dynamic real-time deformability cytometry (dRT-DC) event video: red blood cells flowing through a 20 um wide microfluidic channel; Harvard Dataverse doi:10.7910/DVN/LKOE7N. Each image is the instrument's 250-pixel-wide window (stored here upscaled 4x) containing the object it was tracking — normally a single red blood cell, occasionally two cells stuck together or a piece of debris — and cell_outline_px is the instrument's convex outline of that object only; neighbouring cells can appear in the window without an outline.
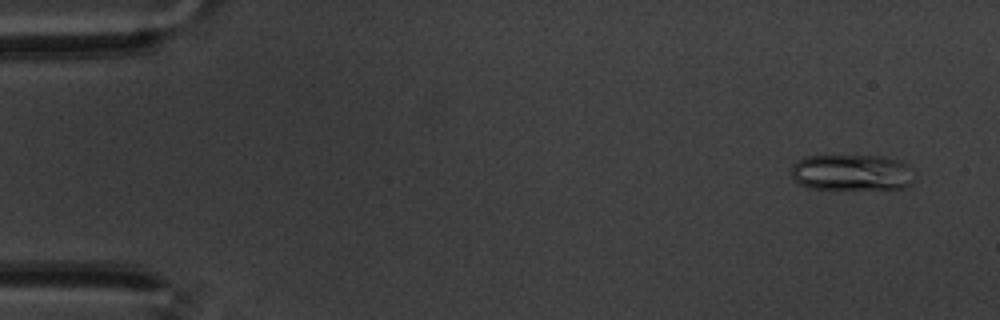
{"species": "common noctule bat (a hibernating species)", "species_latin": "Nyctalus noctula", "temperature_condition": "warm", "stored_images_in_passage": 59, "camera_frame_rate_fps": 3000, "um_per_image_px": 0.085, "animal": {"sex": "male", "body_mass_g": 20.1, "forearm_length_mm": 53.5}, "frame": {"image": 1, "passage_image": 4, "time_ms": 1.0, "image_size_px": [1000, 320], "cell_outline_px": [[912, 180], [904, 188], [808, 188], [800, 184], [792, 176], [792, 164], [796, 160], [804, 156], [880, 156], [900, 160], [908, 164]], "centroid_in_image_um": [72.35, 14.64], "position_along_channel_um": 12.7, "area_um2": 25.55}}
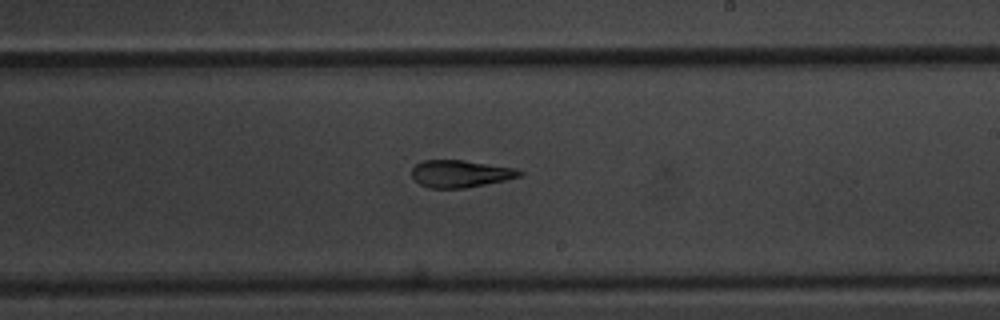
{"frame": {"image": 2, "passage_image": 35, "time_ms": 11.333, "image_size_px": [1000, 320], "cell_outline_px": [[524, 172], [520, 176], [504, 180], [464, 188], [428, 188], [420, 184], [412, 176], [412, 168], [416, 164], [424, 160], [464, 160], [516, 168]], "centroid_in_image_um": [39.12, 14.76], "position_along_channel_um": 249.9, "area_um2": 16.99}}
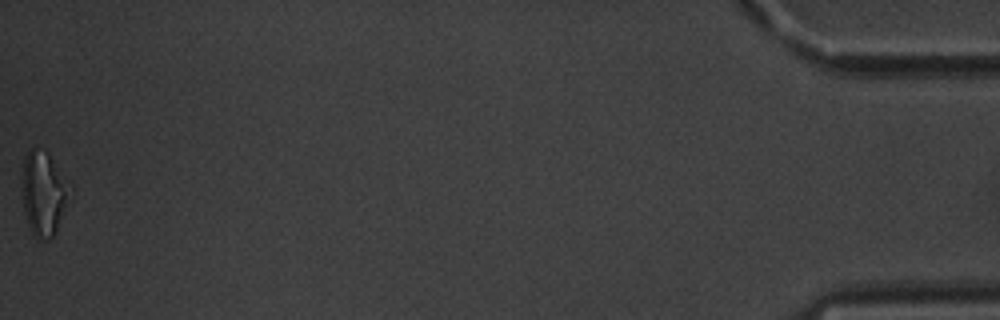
{"frame": {"image": 3, "passage_image": 59, "time_ms": 19.333, "image_size_px": [1000, 320], "cell_outline_px": [[72, 188], [56, 232], [48, 240], [40, 240], [32, 232], [28, 224], [24, 212], [24, 156], [32, 148], [36, 148], [48, 152], [72, 180]], "centroid_in_image_um": [3.78, 16.39], "position_along_channel_um": 431.4, "area_um2": 23.47}, "authors_computed_cell_mechanics": {"area_um2": 18.6694, "velocity_mm_per_s": 3.4542, "shape_relaxation_time_tau1_ms": null, "shape_relaxation_time_tau2_ms": 2.6344, "deformation_change_tau1": null, "deformation_change_tau2": 0.1284}}